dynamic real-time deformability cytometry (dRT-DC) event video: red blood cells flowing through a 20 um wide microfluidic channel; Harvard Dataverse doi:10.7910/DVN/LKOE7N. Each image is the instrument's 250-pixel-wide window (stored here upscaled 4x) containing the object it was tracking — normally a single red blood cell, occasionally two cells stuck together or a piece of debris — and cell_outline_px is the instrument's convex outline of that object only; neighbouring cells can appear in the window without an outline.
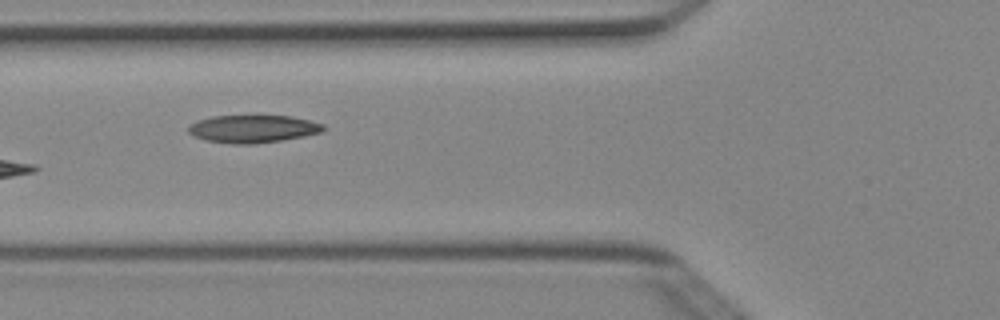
{"species": "Egyptian fruit bat (a non-hibernating species)", "species_latin": "Rousettus aegyptiacus", "temperature_condition": "cold", "stored_images_in_passage": 9, "camera_frame_rate_fps": 3000, "um_per_image_px": 0.085, "animal": {"sex": "female"}, "frame": {"image": 1, "passage_image": 6, "time_ms": 1.667, "image_size_px": [1000, 320], "cell_outline_px": [[324, 128], [320, 132], [304, 136], [280, 140], [252, 144], [232, 144], [204, 140], [192, 136], [188, 132], [188, 128], [192, 124], [200, 120], [212, 116], [292, 116], [324, 124]], "centroid_in_image_um": [21.47, 10.96], "position_along_channel_um": 104.3, "area_um2": 21.56}}
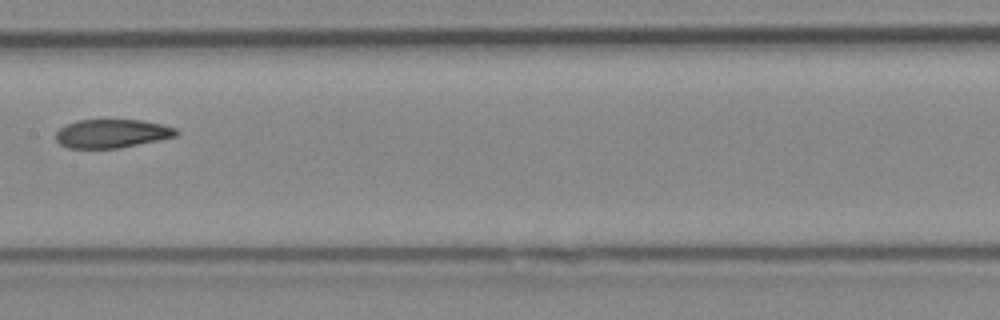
{"frame": {"image": 2, "passage_image": 8, "time_ms": 2.333, "image_size_px": [1000, 320], "cell_outline_px": [[180, 132], [176, 136], [116, 148], [68, 148], [60, 144], [56, 140], [56, 132], [60, 128], [76, 120], [140, 120], [164, 124], [176, 128]], "centroid_in_image_um": [9.51, 11.34], "position_along_channel_um": 197.9, "area_um2": 19.88}}
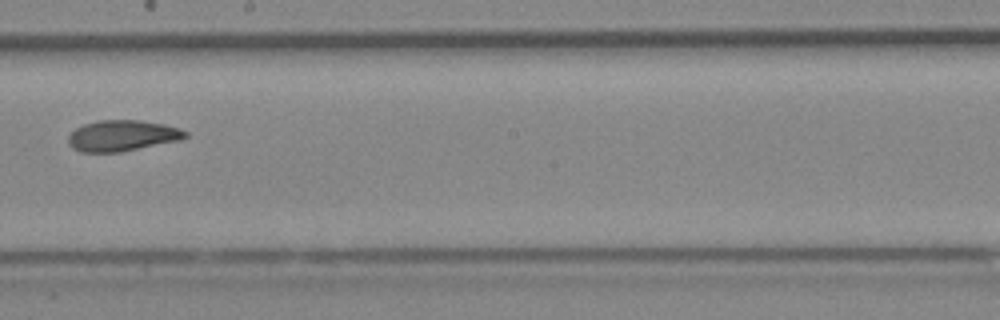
{"frame": {"image": 3, "passage_image": 9, "time_ms": 2.667, "image_size_px": [1000, 320], "cell_outline_px": [[188, 136], [180, 140], [120, 152], [80, 152], [72, 148], [68, 144], [68, 136], [76, 128], [84, 124], [100, 120], [140, 120], [164, 124], [180, 128], [188, 132]], "centroid_in_image_um": [10.39, 11.53], "position_along_channel_um": 237.8, "area_um2": 21.15}}